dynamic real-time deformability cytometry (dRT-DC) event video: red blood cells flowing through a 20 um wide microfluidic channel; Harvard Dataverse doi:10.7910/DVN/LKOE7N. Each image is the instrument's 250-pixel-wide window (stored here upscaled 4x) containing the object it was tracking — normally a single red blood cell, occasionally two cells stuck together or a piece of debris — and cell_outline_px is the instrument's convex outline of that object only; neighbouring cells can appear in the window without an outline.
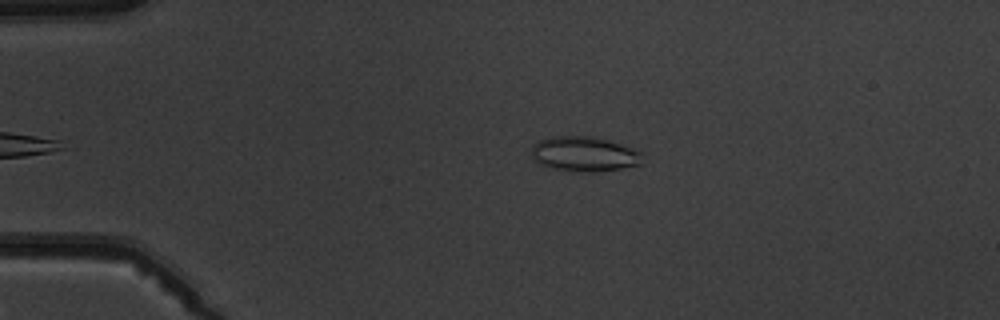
{"species": "common noctule bat (a hibernating species)", "species_latin": "Nyctalus noctula", "temperature_condition": "warm", "stored_images_in_passage": 5, "camera_frame_rate_fps": 3000, "um_per_image_px": 0.085, "animal": {"sex": "male", "body_mass_g": 19.5, "forearm_length_mm": 54.6}, "frame": {"image": 1, "passage_image": 5, "time_ms": 5.667, "image_size_px": [1000, 320], "cell_outline_px": [[644, 152], [640, 164], [620, 168], [592, 172], [572, 172], [540, 164], [532, 156], [532, 144], [540, 140], [552, 136], [592, 136], [608, 140]], "centroid_in_image_um": [49.66, 13.08], "position_along_channel_um": 35.3, "area_um2": 22.48}}